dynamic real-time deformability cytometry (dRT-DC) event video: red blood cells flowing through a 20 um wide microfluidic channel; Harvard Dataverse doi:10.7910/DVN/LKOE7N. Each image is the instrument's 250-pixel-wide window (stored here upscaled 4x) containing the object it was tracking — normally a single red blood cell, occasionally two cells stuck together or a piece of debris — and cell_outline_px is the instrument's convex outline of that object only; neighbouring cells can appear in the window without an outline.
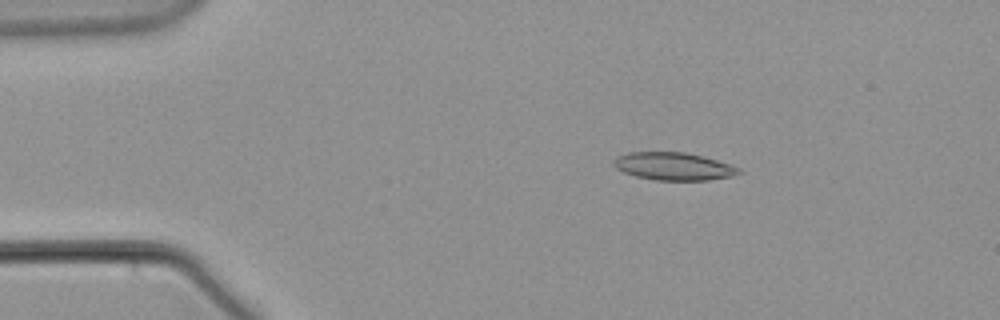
{"species": "common noctule bat (a hibernating species)", "species_latin": "Nyctalus noctula", "temperature_condition": "warm", "stored_images_in_passage": 14, "camera_frame_rate_fps": 3000, "um_per_image_px": 0.085, "animal": {"sex": "male", "body_mass_g": 21.5, "forearm_length_mm": 52.0}, "frame": {"image": 1, "passage_image": 8, "time_ms": 2.333, "image_size_px": [1000, 320], "cell_outline_px": [[744, 172], [732, 176], [708, 180], [656, 180], [636, 176], [624, 172], [616, 168], [612, 164], [612, 160], [616, 156], [628, 152], [684, 152], [704, 156], [732, 164], [740, 168]], "centroid_in_image_um": [57.27, 14.13], "position_along_channel_um": 27.7, "area_um2": 20.46}}